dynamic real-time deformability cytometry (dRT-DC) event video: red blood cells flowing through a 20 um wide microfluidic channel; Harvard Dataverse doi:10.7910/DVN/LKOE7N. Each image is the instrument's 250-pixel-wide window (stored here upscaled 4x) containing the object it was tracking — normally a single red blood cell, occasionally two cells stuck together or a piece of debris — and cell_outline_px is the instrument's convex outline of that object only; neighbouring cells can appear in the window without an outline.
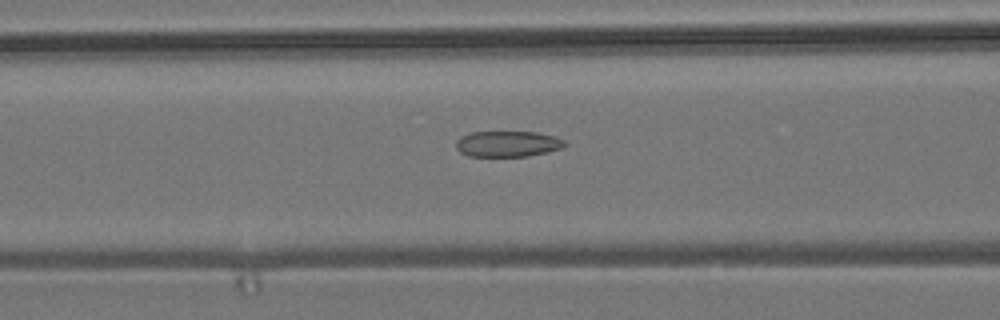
{"species": "common noctule bat (a hibernating species)", "species_latin": "Nyctalus noctula", "temperature_condition": "room temperature", "stored_images_in_passage": 55, "camera_frame_rate_fps": 3000, "um_per_image_px": 0.085, "animal": {"sex": "male", "body_mass_g": 19.2, "forearm_length_mm": 51.8}, "frame": {"image": 1, "passage_image": 22, "time_ms": 7.0, "image_size_px": [1000, 320], "cell_outline_px": [[568, 144], [564, 148], [548, 152], [528, 156], [468, 156], [460, 152], [456, 148], [456, 140], [460, 136], [472, 132], [536, 132], [556, 136], [564, 140]], "centroid_in_image_um": [43.18, 12.23], "position_along_channel_um": 123.4, "area_um2": 16.59}}
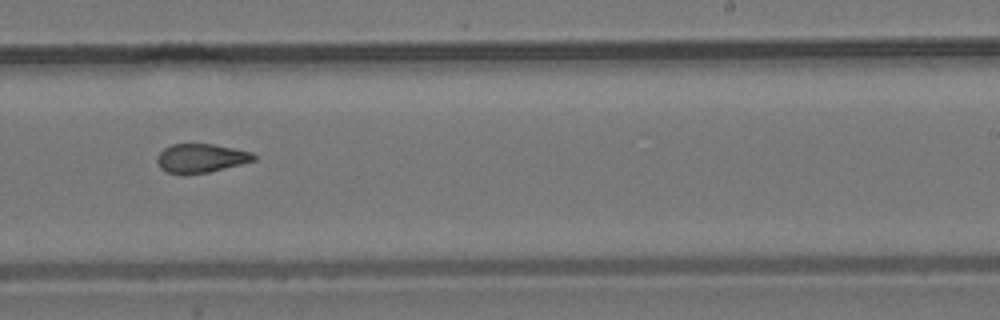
{"frame": {"image": 2, "passage_image": 34, "time_ms": 11.0, "image_size_px": [1000, 320], "cell_outline_px": [[256, 160], [208, 172], [184, 176], [168, 172], [160, 168], [156, 160], [156, 156], [164, 148], [172, 144], [216, 144], [252, 152], [256, 156]], "centroid_in_image_um": [17.05, 13.45], "position_along_channel_um": 271.9, "area_um2": 16.47}}
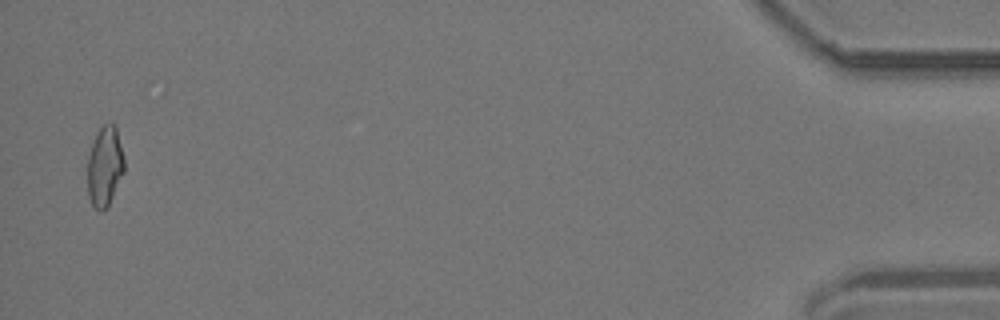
{"frame": {"image": 3, "passage_image": 54, "time_ms": 17.667, "image_size_px": [1000, 320], "cell_outline_px": [[124, 172], [108, 204], [100, 212], [92, 204], [88, 196], [88, 156], [96, 132], [104, 124], [116, 124], [124, 156]], "centroid_in_image_um": [8.91, 14.09], "position_along_channel_um": 426.3, "area_um2": 16.99}, "authors_computed_cell_mechanics": {"area_um2": 17.2244, "velocity_mm_per_s": 3.7141, "shape_relaxation_time_tau1_ms": null, "shape_relaxation_time_tau2_ms": 2.7901, "deformation_change_tau1": null, "deformation_change_tau2": 0.1041}}